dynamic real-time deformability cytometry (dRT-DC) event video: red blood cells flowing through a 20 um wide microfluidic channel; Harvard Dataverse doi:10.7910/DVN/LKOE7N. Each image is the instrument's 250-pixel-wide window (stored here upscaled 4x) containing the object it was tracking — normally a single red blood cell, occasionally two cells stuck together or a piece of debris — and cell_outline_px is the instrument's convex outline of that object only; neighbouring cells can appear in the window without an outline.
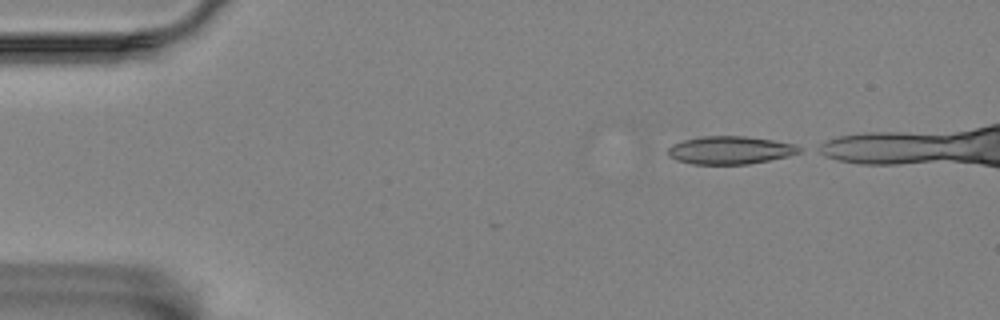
{"species": "Egyptian fruit bat (a non-hibernating species)", "species_latin": "Rousettus aegyptiacus", "temperature_condition": "room temperature", "stored_images_in_passage": 8, "camera_frame_rate_fps": 3000, "um_per_image_px": 0.085, "animal": {"sex": "female"}, "frame": {"image": 1, "passage_image": 1, "time_ms": 0.0, "image_size_px": [1000, 320], "cell_outline_px": [[804, 148], [800, 152], [788, 156], [748, 164], [692, 164], [676, 160], [668, 156], [668, 148], [684, 140], [700, 136], [744, 136], [772, 140], [796, 144]], "centroid_in_image_um": [62.09, 12.76], "position_along_channel_um": 22.9, "area_um2": 21.33}}